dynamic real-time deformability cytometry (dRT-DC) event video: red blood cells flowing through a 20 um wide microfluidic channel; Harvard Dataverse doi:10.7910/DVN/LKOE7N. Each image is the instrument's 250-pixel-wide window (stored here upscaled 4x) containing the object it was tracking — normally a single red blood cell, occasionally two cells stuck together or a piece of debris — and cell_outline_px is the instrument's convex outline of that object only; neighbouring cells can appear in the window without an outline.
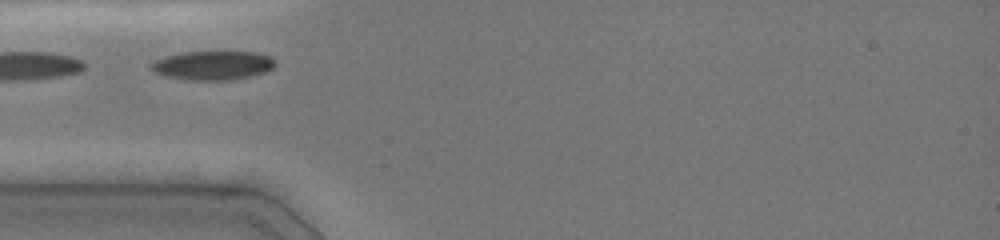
{"species": "common noctule bat (a hibernating species)", "species_latin": "Nyctalus noctula", "temperature_condition": "cold", "stored_images_in_passage": 33, "camera_frame_rate_fps": 3000, "um_per_image_px": 0.085, "animal": {"sex": "female", "body_mass_g": 19.0, "forearm_length_mm": 51.5}, "frame": {"image": 1, "passage_image": 1, "time_ms": 0.0, "image_size_px": [1000, 240], "cell_outline_px": [[276, 64], [272, 68], [264, 72], [252, 76], [232, 80], [188, 80], [168, 76], [156, 72], [148, 68], [148, 64], [156, 60], [168, 56], [184, 52], [256, 52], [272, 56], [276, 60]], "centroid_in_image_um": [18.13, 5.56], "position_along_channel_um": 66.9, "area_um2": 20.98}}